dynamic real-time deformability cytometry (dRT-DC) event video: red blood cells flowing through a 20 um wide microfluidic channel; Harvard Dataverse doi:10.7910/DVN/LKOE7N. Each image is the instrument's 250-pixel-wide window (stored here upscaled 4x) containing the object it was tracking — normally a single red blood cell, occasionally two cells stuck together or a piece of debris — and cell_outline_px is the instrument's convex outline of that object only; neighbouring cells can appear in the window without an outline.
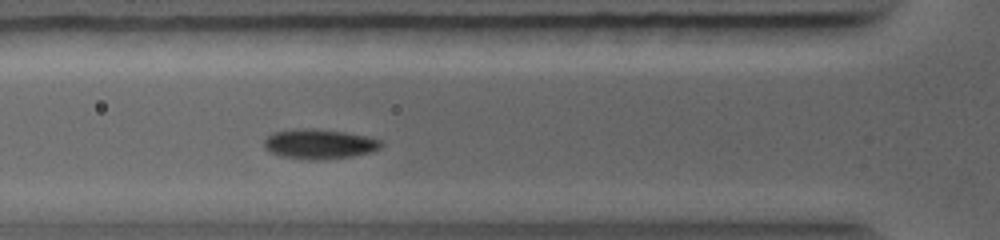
{"species": "common noctule bat (a hibernating species)", "species_latin": "Nyctalus noctula", "temperature_condition": "warm", "stored_images_in_passage": 19, "camera_frame_rate_fps": 5000, "um_per_image_px": 0.085, "animal": {"sex": "female", "body_mass_g": 19.0, "forearm_length_mm": 56.7}, "frame": {"image": 1, "passage_image": 6, "time_ms": 2.4, "image_size_px": [1000, 240], "cell_outline_px": [[384, 144], [380, 148], [372, 152], [352, 156], [320, 160], [304, 160], [280, 156], [268, 152], [264, 148], [264, 140], [272, 132], [312, 128], [344, 132], [364, 136], [380, 140]], "centroid_in_image_um": [27.11, 12.26], "position_along_channel_um": 98.7, "area_um2": 20.35}}
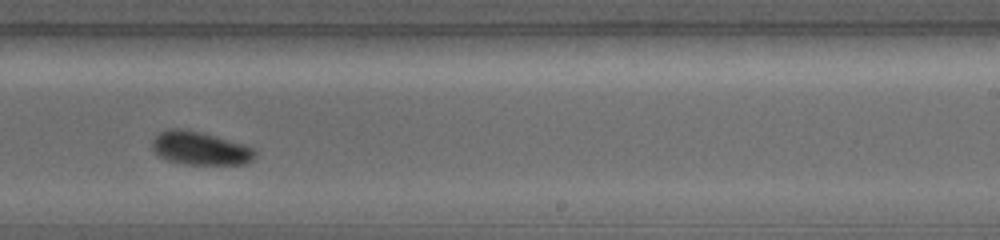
{"frame": {"image": 2, "passage_image": 13, "time_ms": 5.8, "image_size_px": [1000, 240], "cell_outline_px": [[256, 156], [248, 164], [184, 164], [168, 160], [160, 156], [152, 148], [152, 140], [160, 132], [168, 128], [184, 128], [216, 136], [244, 144], [252, 148], [256, 152]], "centroid_in_image_um": [17.02, 12.6], "position_along_channel_um": 272.0, "area_um2": 19.94}}
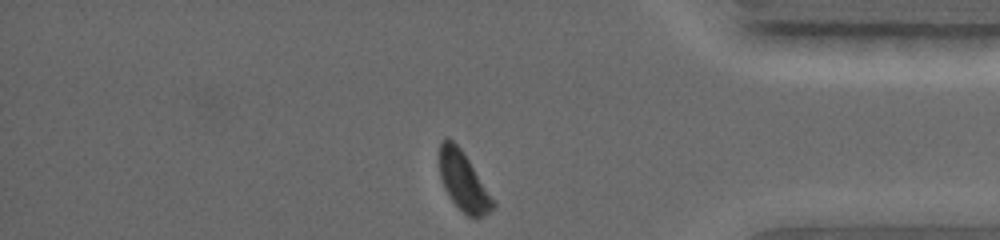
{"frame": {"image": 3, "passage_image": 19, "time_ms": 8.6, "image_size_px": [1000, 240], "cell_outline_px": [[496, 208], [484, 216], [468, 216], [448, 196], [444, 188], [440, 176], [440, 144], [448, 136], [460, 148], [496, 200]], "centroid_in_image_um": [39.43, 15.44], "position_along_channel_um": 395.8, "area_um2": 18.26}}